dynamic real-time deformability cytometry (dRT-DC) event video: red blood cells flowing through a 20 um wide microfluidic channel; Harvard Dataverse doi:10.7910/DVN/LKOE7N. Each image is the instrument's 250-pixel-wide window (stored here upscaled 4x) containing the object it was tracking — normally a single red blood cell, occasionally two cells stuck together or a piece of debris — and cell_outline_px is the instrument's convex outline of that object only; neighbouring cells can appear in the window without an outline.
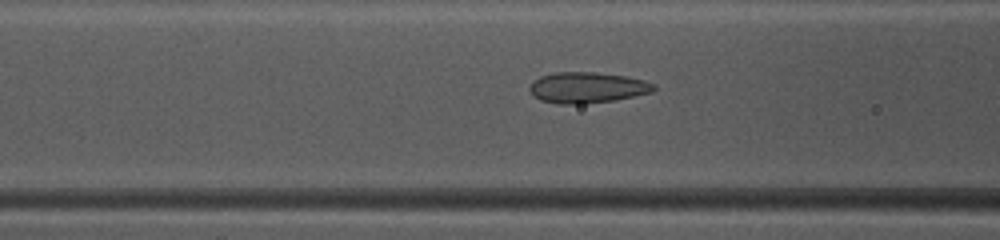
{"species": "common noctule bat (a hibernating species)", "species_latin": "Nyctalus noctula", "temperature_condition": "warm", "stored_images_in_passage": 42, "camera_frame_rate_fps": 3000, "um_per_image_px": 0.085, "animal": {"sex": "female", "body_mass_g": 10.0, "forearm_length_mm": 53.1}, "frame": {"image": 1, "passage_image": 13, "time_ms": 4.0, "image_size_px": [1000, 240], "cell_outline_px": [[656, 88], [652, 92], [612, 100], [584, 104], [560, 104], [540, 100], [528, 88], [540, 76], [556, 72], [596, 72], [628, 76], [644, 80], [656, 84]], "centroid_in_image_um": [49.95, 7.43], "position_along_channel_um": 116.6, "area_um2": 22.2}}
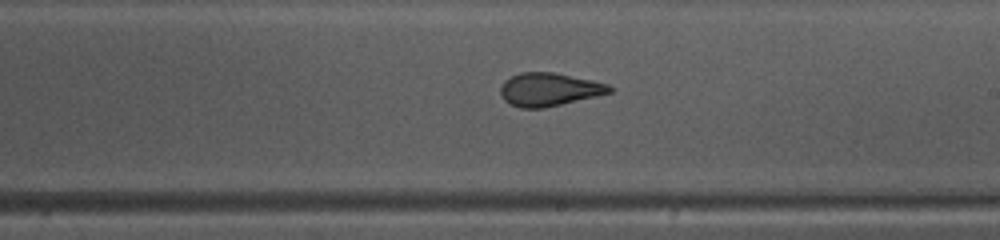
{"frame": {"image": 2, "passage_image": 22, "time_ms": 7.0, "image_size_px": [1000, 240], "cell_outline_px": [[612, 92], [596, 96], [544, 108], [520, 108], [508, 104], [500, 96], [500, 88], [504, 80], [520, 72], [552, 72], [592, 80], [608, 84], [612, 88]], "centroid_in_image_um": [46.63, 7.61], "position_along_channel_um": 242.4, "area_um2": 21.1}}
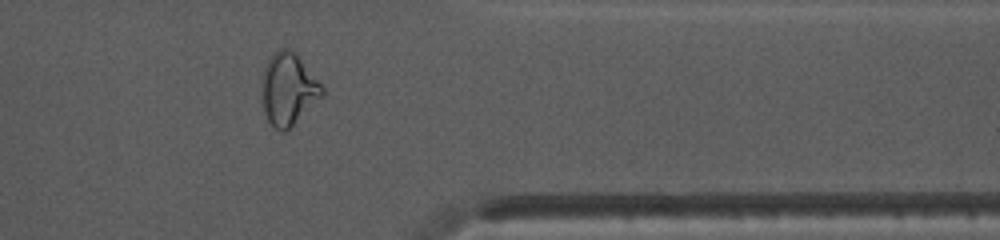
{"frame": {"image": 3, "passage_image": 33, "time_ms": 10.667, "image_size_px": [1000, 240], "cell_outline_px": [[324, 92], [288, 132], [280, 132], [268, 120], [264, 108], [264, 68], [272, 52], [280, 48], [288, 48], [300, 60], [324, 88]], "centroid_in_image_um": [24.51, 7.61], "position_along_channel_um": 386.9, "area_um2": 24.33}, "authors_computed_cell_mechanics": {"area_um2": 22.4553, "velocity_mm_per_s": 4.17, "shape_relaxation_time_tau1_ms": 6.1525, "shape_relaxation_time_tau2_ms": 1.0442, "deformation_change_tau1": 0.1859, "deformation_change_tau2": 0.06}}